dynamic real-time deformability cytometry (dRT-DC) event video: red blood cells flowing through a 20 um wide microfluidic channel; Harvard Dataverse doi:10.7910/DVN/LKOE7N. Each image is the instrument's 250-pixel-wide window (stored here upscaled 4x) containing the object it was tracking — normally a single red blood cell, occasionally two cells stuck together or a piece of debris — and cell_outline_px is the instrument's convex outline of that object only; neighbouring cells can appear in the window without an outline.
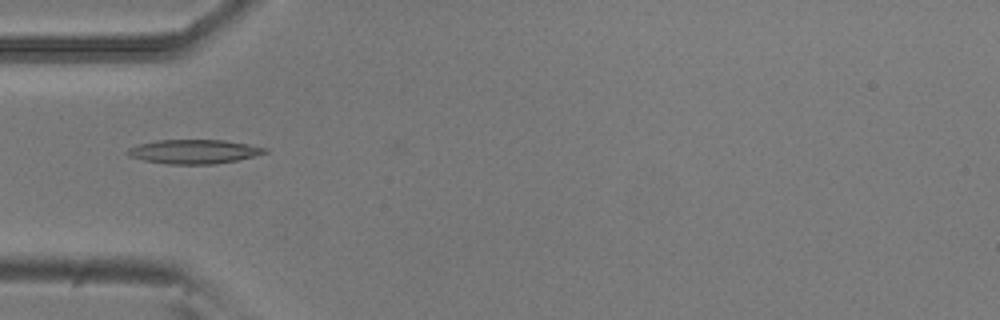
{"species": "common noctule bat (a hibernating species)", "species_latin": "Nyctalus noctula", "temperature_condition": "room temperature", "stored_images_in_passage": 37, "camera_frame_rate_fps": 3000, "um_per_image_px": 0.085, "animal": {"sex": "male", "body_mass_g": 20.5, "forearm_length_mm": 52.5}, "frame": {"image": 1, "passage_image": 1, "time_ms": 0.0, "image_size_px": [1000, 320], "cell_outline_px": [[268, 152], [256, 156], [216, 164], [168, 164], [144, 160], [128, 156], [128, 148], [140, 144], [156, 140], [224, 140], [248, 144], [268, 148]], "centroid_in_image_um": [16.52, 12.88], "position_along_channel_um": 68.5, "area_um2": 19.25}}
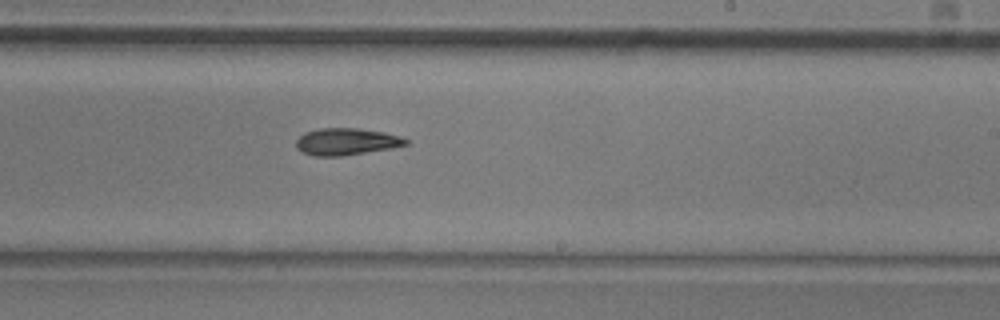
{"frame": {"image": 2, "passage_image": 16, "time_ms": 5.0, "image_size_px": [1000, 320], "cell_outline_px": [[408, 144], [392, 148], [340, 156], [316, 156], [304, 152], [296, 148], [296, 140], [304, 132], [320, 128], [356, 128], [384, 132], [400, 136], [408, 140]], "centroid_in_image_um": [29.43, 12.03], "position_along_channel_um": 259.6, "area_um2": 17.11}}
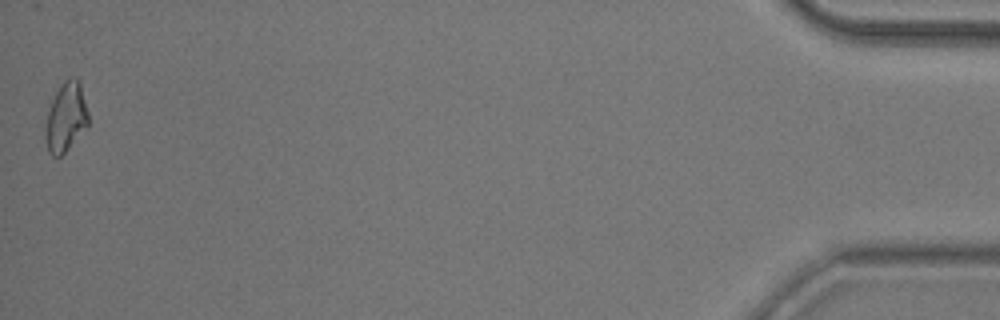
{"frame": {"image": 3, "passage_image": 37, "time_ms": 12.0, "image_size_px": [1000, 320], "cell_outline_px": [[88, 124], [68, 148], [60, 156], [52, 156], [48, 152], [44, 136], [44, 132], [48, 112], [52, 100], [56, 92], [64, 80], [72, 76], [76, 76], [80, 84], [88, 112]], "centroid_in_image_um": [5.58, 9.95], "position_along_channel_um": 429.6, "area_um2": 17.05}, "authors_computed_cell_mechanics": {"area_um2": 16.9932, "velocity_mm_per_s": 3.8041, "shape_relaxation_time_tau1_ms": 5.1439, "shape_relaxation_time_tau2_ms": null, "deformation_change_tau1": 0.1419, "deformation_change_tau2": null}}